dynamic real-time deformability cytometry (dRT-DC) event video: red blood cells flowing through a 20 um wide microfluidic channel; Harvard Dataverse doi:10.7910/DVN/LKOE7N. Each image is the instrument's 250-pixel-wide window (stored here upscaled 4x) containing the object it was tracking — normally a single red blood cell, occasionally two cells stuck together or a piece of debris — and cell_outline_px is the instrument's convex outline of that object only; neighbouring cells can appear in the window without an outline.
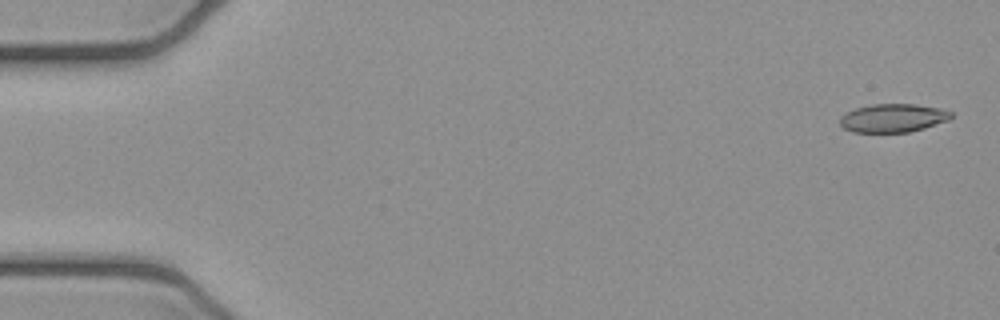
{"species": "common noctule bat (a hibernating species)", "species_latin": "Nyctalus noctula", "temperature_condition": "cold", "stored_images_in_passage": 4, "camera_frame_rate_fps": 3000, "um_per_image_px": 0.085, "animal": {"sex": "female", "body_mass_g": 21.9}, "frame": {"image": 1, "passage_image": 1, "time_ms": 0.0, "image_size_px": [1000, 320], "cell_outline_px": [[952, 116], [948, 120], [924, 128], [908, 132], [852, 132], [844, 128], [840, 124], [840, 116], [856, 108], [872, 104], [916, 104], [940, 108], [952, 112]], "centroid_in_image_um": [75.9, 10.03], "position_along_channel_um": 9.1, "area_um2": 18.32}}
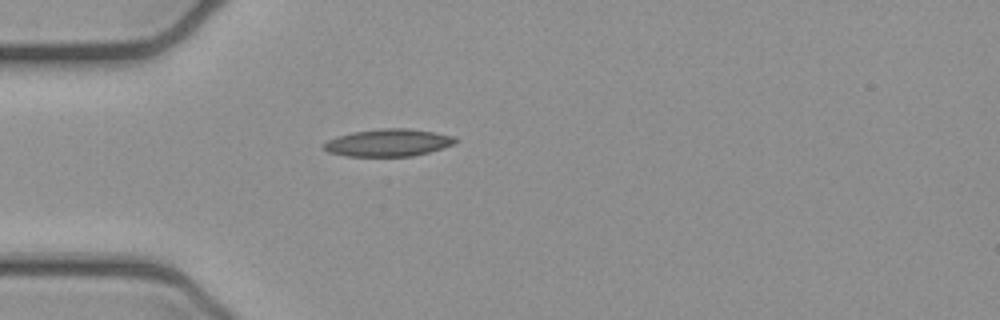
{"frame": {"image": 2, "passage_image": 4, "time_ms": 1.0, "image_size_px": [1000, 320], "cell_outline_px": [[460, 140], [456, 144], [428, 152], [412, 156], [344, 156], [328, 152], [320, 144], [336, 136], [352, 132], [380, 128], [408, 128], [456, 136]], "centroid_in_image_um": [33.0, 12.12], "position_along_channel_um": 52.0, "area_um2": 21.21}}